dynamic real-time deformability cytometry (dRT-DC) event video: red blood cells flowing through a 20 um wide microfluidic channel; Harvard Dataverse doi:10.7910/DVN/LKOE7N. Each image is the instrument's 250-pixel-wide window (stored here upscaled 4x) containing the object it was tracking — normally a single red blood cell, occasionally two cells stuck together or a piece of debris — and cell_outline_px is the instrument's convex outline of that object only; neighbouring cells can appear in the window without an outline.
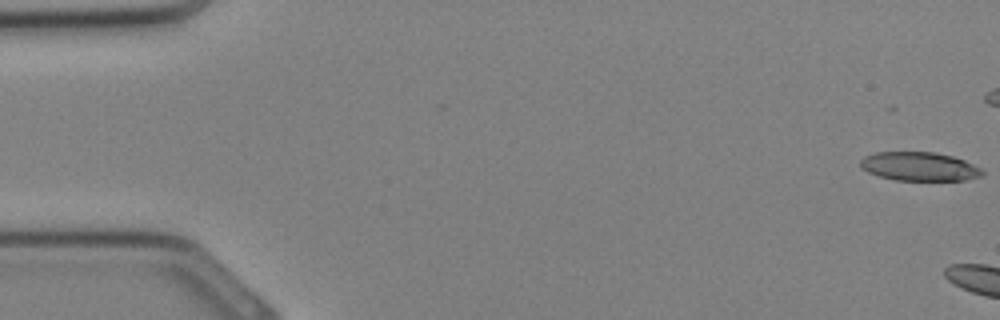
{"species": "Egyptian fruit bat (a non-hibernating species)", "species_latin": "Rousettus aegyptiacus", "temperature_condition": "cold", "stored_images_in_passage": 4, "camera_frame_rate_fps": 3000, "um_per_image_px": 0.085, "animal": {"sex": "female"}, "frame": {"image": 1, "passage_image": 1, "time_ms": 0.0, "image_size_px": [1000, 320], "cell_outline_px": [[984, 172], [980, 176], [964, 180], [896, 180], [880, 176], [868, 172], [860, 168], [860, 160], [864, 156], [876, 152], [936, 152], [952, 156], [964, 160], [980, 168]], "centroid_in_image_um": [78.11, 14.14], "position_along_channel_um": 6.9, "area_um2": 20.35}}